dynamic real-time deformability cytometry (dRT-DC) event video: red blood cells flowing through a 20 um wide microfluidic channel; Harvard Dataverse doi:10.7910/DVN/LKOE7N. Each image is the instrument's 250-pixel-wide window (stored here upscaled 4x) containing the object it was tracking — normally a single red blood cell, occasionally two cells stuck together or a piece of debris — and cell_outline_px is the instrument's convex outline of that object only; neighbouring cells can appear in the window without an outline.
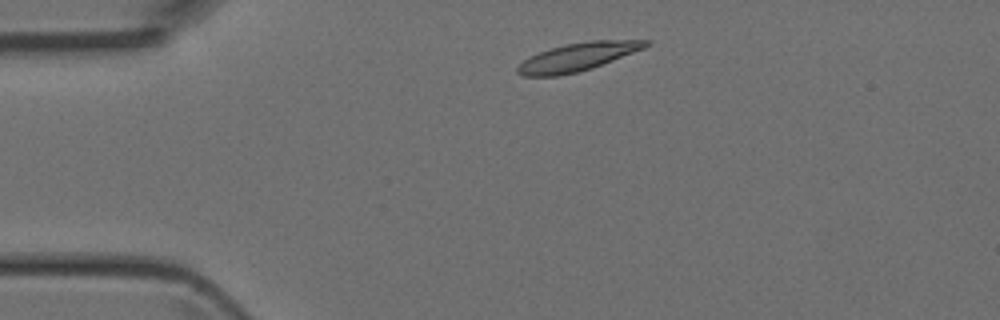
{"species": "Egyptian fruit bat (a non-hibernating species)", "species_latin": "Rousettus aegyptiacus", "temperature_condition": "room temperature", "stored_images_in_passage": 2, "camera_frame_rate_fps": 3000, "um_per_image_px": 0.085, "animal": {"sex": "female"}, "frame": {"image": 1, "passage_image": 1, "time_ms": 0.0, "image_size_px": [1000, 320], "cell_outline_px": [[652, 44], [644, 48], [592, 68], [576, 72], [556, 76], [524, 76], [516, 72], [516, 68], [524, 60], [540, 52], [564, 44], [588, 40], [652, 40]], "centroid_in_image_um": [49.13, 4.82], "position_along_channel_um": 35.9, "area_um2": 20.81}}